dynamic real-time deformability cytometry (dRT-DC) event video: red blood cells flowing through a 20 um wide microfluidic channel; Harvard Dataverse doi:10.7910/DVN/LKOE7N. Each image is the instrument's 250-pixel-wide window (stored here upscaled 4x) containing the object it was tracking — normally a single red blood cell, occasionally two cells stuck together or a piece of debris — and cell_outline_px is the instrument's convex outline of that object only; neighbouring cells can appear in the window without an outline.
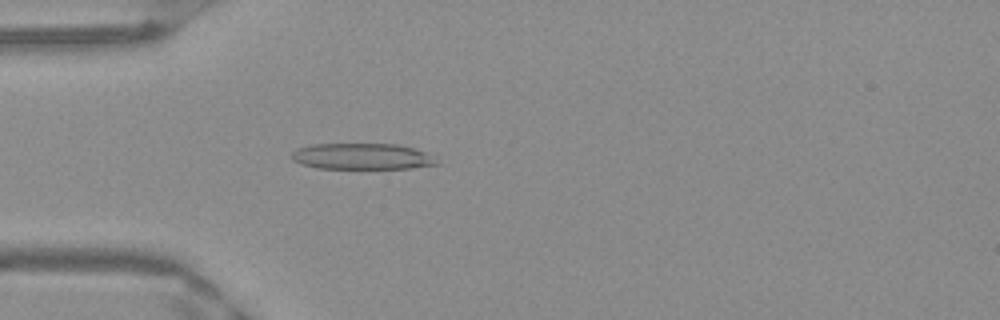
{"species": "Egyptian fruit bat (a non-hibernating species)", "species_latin": "Rousettus aegyptiacus", "temperature_condition": "warm", "stored_images_in_passage": 38, "camera_frame_rate_fps": 3000, "um_per_image_px": 0.085, "frame": {"image": 1, "passage_image": 2, "time_ms": 0.333, "image_size_px": [1000, 320], "cell_outline_px": [[440, 164], [412, 168], [316, 168], [300, 164], [292, 160], [292, 152], [296, 148], [312, 144], [396, 144], [412, 148], [424, 152]], "centroid_in_image_um": [30.7, 13.29], "position_along_channel_um": 54.3, "area_um2": 21.91}}
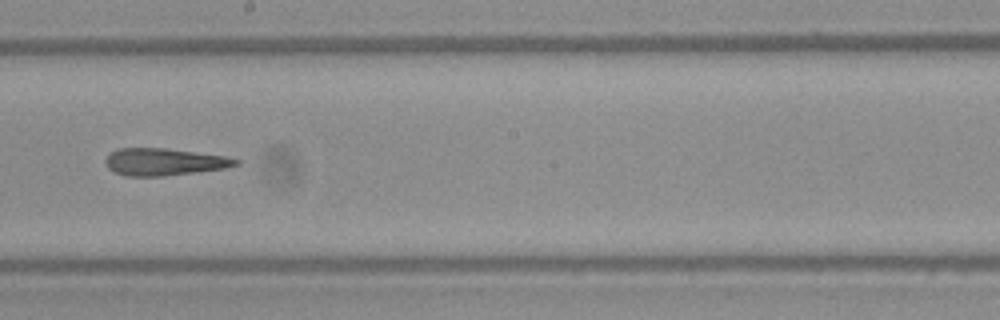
{"frame": {"image": 2, "passage_image": 16, "time_ms": 5.0, "image_size_px": [1000, 320], "cell_outline_px": [[240, 164], [224, 168], [196, 172], [164, 176], [124, 176], [112, 172], [108, 168], [104, 160], [112, 152], [120, 148], [164, 148], [224, 156], [240, 160]], "centroid_in_image_um": [13.92, 13.77], "position_along_channel_um": 234.3, "area_um2": 20.52}}
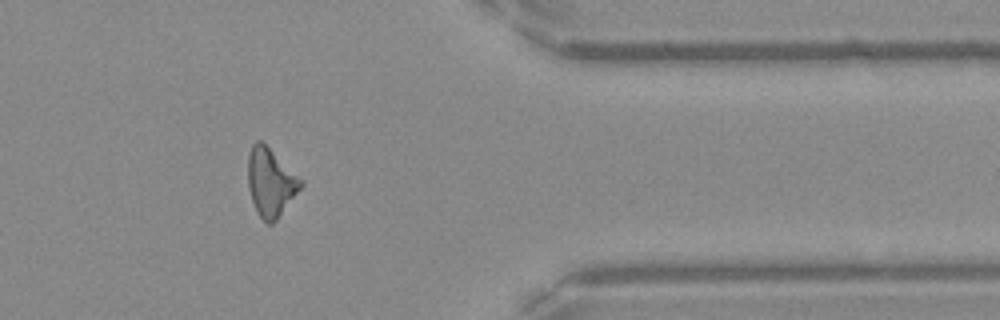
{"frame": {"image": 3, "passage_image": 29, "time_ms": 9.333, "image_size_px": [1000, 320], "cell_outline_px": [[304, 184], [276, 220], [272, 224], [268, 224], [256, 212], [248, 188], [248, 156], [252, 144], [256, 140], [260, 140], [304, 180]], "centroid_in_image_um": [23.0, 15.49], "position_along_channel_um": 388.4, "area_um2": 20.87}, "authors_computed_cell_mechanics": {"area_um2": 20.9814, "velocity_mm_per_s": 3.9946, "shape_relaxation_time_tau1_ms": null, "shape_relaxation_time_tau2_ms": 5.7902, "deformation_change_tau1": null, "deformation_change_tau2": 0.221}}